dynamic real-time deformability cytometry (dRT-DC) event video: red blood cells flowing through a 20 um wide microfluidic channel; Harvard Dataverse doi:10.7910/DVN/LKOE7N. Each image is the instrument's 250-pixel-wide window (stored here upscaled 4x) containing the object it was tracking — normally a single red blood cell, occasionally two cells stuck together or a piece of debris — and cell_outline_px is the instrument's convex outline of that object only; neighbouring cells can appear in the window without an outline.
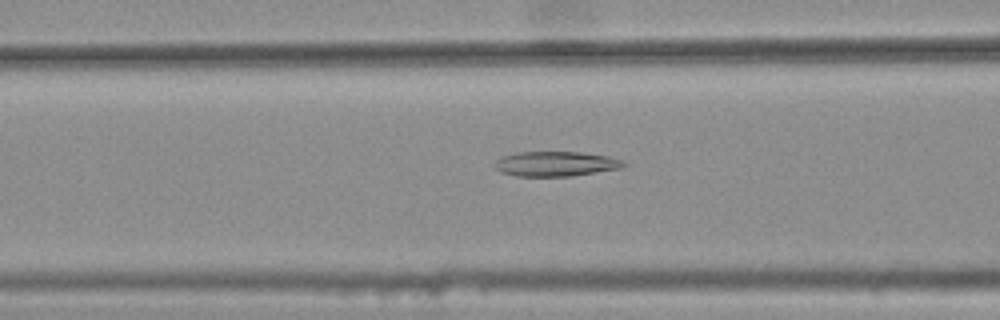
{"species": "common noctule bat (a hibernating species)", "species_latin": "Nyctalus noctula", "temperature_condition": "warm", "stored_images_in_passage": 35, "camera_frame_rate_fps": 3000, "um_per_image_px": 0.085, "animal": {"sex": "female", "body_mass_g": 25.1}, "frame": {"image": 1, "passage_image": 9, "time_ms": 2.667, "image_size_px": [1000, 320], "cell_outline_px": [[628, 164], [620, 168], [572, 176], [516, 176], [500, 172], [496, 168], [496, 160], [500, 156], [516, 152], [584, 152], [608, 156], [624, 160]], "centroid_in_image_um": [47.25, 13.92], "position_along_channel_um": 119.4, "area_um2": 18.79}}
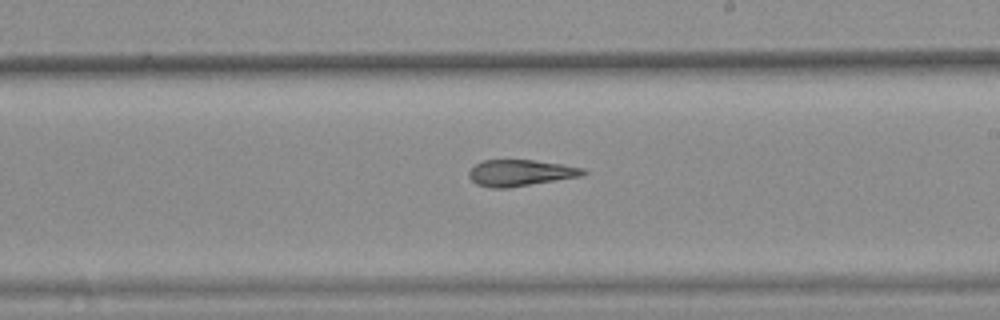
{"frame": {"image": 2, "passage_image": 19, "time_ms": 6.0, "image_size_px": [1000, 320], "cell_outline_px": [[588, 172], [580, 176], [508, 188], [492, 188], [476, 184], [468, 176], [468, 172], [476, 164], [484, 160], [532, 160], [564, 164], [584, 168]], "centroid_in_image_um": [44.23, 14.69], "position_along_channel_um": 244.8, "area_um2": 17.46}}
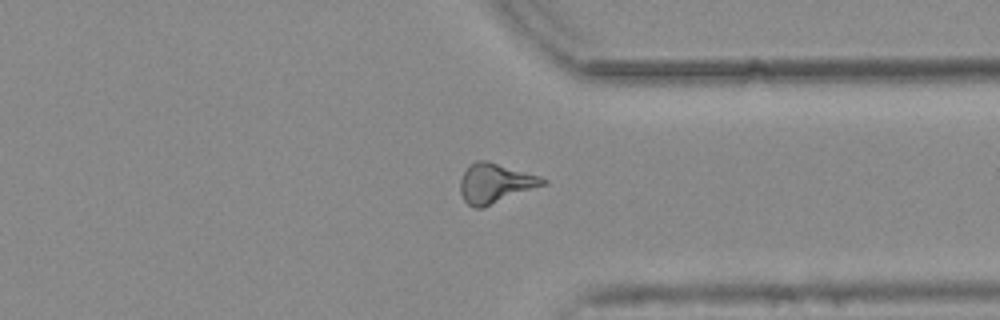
{"frame": {"image": 3, "passage_image": 29, "time_ms": 9.333, "image_size_px": [1000, 320], "cell_outline_px": [[548, 184], [484, 208], [476, 208], [468, 204], [464, 200], [460, 192], [460, 180], [468, 164], [476, 160], [488, 160], [540, 176], [548, 180]], "centroid_in_image_um": [42.11, 15.57], "position_along_channel_um": 369.3, "area_um2": 19.48}, "authors_computed_cell_mechanics": {"area_um2": 18.1492, "velocity_mm_per_s": 3.7744, "shape_relaxation_time_tau1_ms": null, "shape_relaxation_time_tau2_ms": 4.1339, "deformation_change_tau1": null, "deformation_change_tau2": 0.1652}}